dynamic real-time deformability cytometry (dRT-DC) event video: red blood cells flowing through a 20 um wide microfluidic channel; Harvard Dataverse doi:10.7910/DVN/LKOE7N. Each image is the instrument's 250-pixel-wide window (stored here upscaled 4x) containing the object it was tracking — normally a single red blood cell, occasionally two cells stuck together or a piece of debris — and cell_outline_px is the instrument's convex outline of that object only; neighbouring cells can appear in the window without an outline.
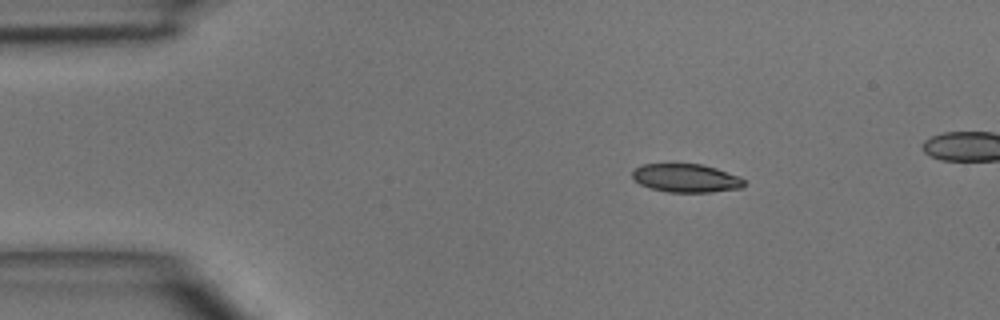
{"species": "common noctule bat (a hibernating species)", "species_latin": "Nyctalus noctula", "temperature_condition": "room temperature", "stored_images_in_passage": 3, "camera_frame_rate_fps": 3000, "um_per_image_px": 0.085, "animal": {"sex": "male", "body_mass_g": 15.6}, "frame": {"image": 1, "passage_image": 1, "time_ms": 0.0, "image_size_px": [1000, 320], "cell_outline_px": [[744, 184], [740, 188], [712, 192], [668, 192], [652, 188], [640, 184], [632, 176], [632, 172], [640, 164], [700, 164], [716, 168], [740, 176], [744, 180]], "centroid_in_image_um": [58.32, 15.13], "position_along_channel_um": 26.7, "area_um2": 18.38}}